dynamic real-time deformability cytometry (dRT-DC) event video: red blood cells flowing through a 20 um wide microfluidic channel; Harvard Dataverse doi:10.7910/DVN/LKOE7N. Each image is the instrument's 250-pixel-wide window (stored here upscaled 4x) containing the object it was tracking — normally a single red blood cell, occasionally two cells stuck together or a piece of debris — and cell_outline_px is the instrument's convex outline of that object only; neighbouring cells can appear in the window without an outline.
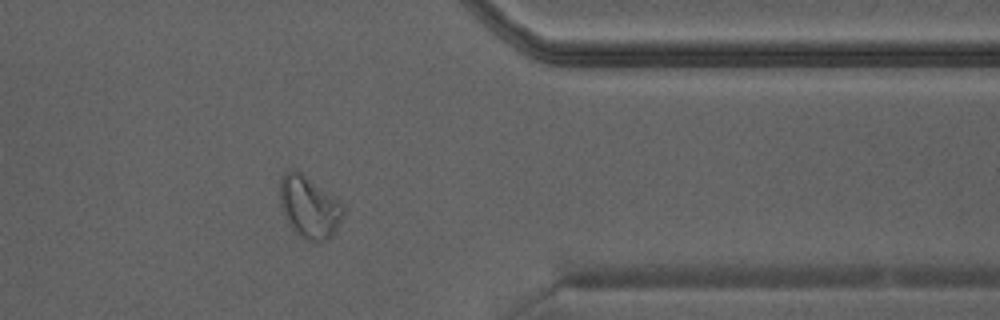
{"species": "Egyptian fruit bat (a non-hibernating species)", "species_latin": "Rousettus aegyptiacus", "temperature_condition": "warm", "stored_images_in_passage": 20, "camera_frame_rate_fps": 3000, "um_per_image_px": 0.085, "animal": {"sex": "male"}, "frame": {"image": 1, "passage_image": 15, "time_ms": 4.667, "image_size_px": [1000, 320], "cell_outline_px": [[344, 216], [332, 236], [328, 240], [308, 240], [300, 236], [288, 220], [280, 204], [280, 176], [284, 172], [292, 168], [300, 172], [340, 200], [344, 208]], "centroid_in_image_um": [26.3, 17.56], "position_along_channel_um": 385.1, "area_um2": 22.6}}